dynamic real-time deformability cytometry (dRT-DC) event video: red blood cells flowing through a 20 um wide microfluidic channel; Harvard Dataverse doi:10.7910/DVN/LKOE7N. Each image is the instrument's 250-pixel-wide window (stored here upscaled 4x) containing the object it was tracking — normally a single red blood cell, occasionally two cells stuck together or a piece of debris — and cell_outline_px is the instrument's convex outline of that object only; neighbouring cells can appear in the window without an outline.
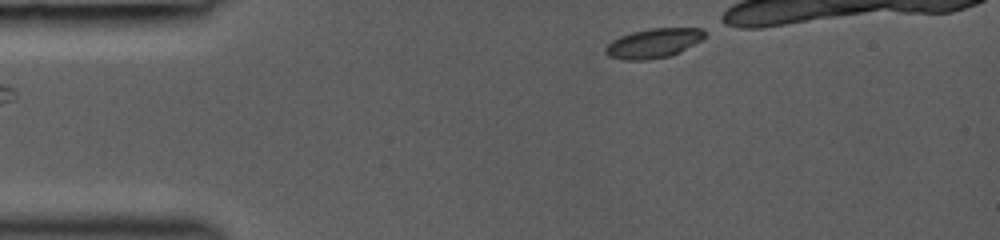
{"species": "common noctule bat (a hibernating species)", "species_latin": "Nyctalus noctula", "temperature_condition": "room temperature", "stored_images_in_passage": 2, "camera_frame_rate_fps": 3000, "um_per_image_px": 0.085, "animal": {"sex": "female", "body_mass_g": 19.0, "forearm_length_mm": 53.3}, "frame": {"image": 1, "passage_image": 2, "time_ms": 1.333, "image_size_px": [1000, 240], "cell_outline_px": [[704, 36], [700, 40], [672, 56], [648, 60], [624, 60], [608, 56], [604, 52], [604, 48], [612, 40], [620, 36], [632, 32], [648, 28], [700, 28], [704, 32]], "centroid_in_image_um": [55.49, 3.68], "position_along_channel_um": 29.5, "area_um2": 16.99}}